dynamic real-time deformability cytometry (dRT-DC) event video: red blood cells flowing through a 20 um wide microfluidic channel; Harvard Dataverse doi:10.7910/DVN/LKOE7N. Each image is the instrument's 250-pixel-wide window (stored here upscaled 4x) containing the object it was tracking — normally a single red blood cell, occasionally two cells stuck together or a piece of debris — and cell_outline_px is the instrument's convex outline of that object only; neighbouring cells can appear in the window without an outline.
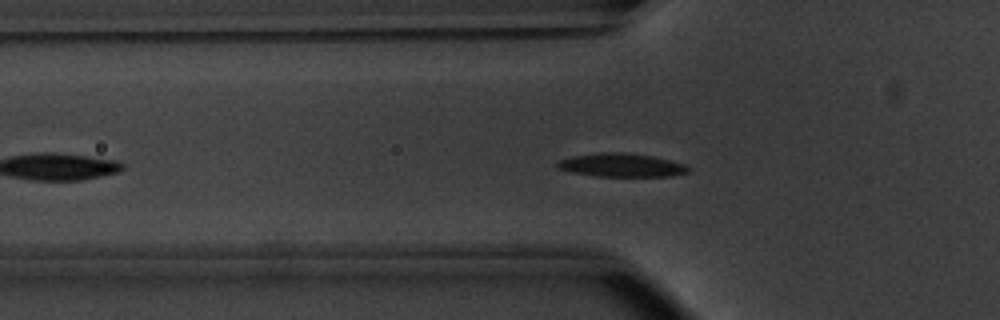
{"species": "common noctule bat (a hibernating species)", "species_latin": "Nyctalus noctula", "temperature_condition": "warm", "stored_images_in_passage": 25, "camera_frame_rate_fps": 3000, "um_per_image_px": 0.085, "animal": {"sex": "male", "body_mass_g": 20.1, "forearm_length_mm": 53.5}, "frame": {"image": 1, "passage_image": 10, "time_ms": 3.0, "image_size_px": [1000, 320], "cell_outline_px": [[692, 168], [688, 172], [672, 176], [596, 176], [572, 172], [556, 168], [556, 160], [572, 156], [600, 152], [628, 152], [652, 156], [672, 160], [684, 164]], "centroid_in_image_um": [52.82, 14.02], "position_along_channel_um": 73.0, "area_um2": 18.15}}
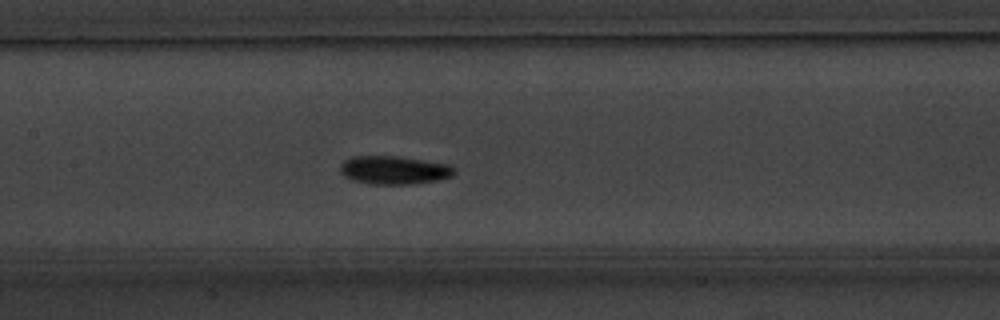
{"frame": {"image": 2, "passage_image": 18, "time_ms": 5.667, "image_size_px": [1000, 320], "cell_outline_px": [[456, 172], [452, 176], [436, 180], [408, 184], [368, 184], [352, 180], [344, 176], [340, 172], [340, 164], [344, 160], [352, 156], [400, 156], [448, 164], [456, 168]], "centroid_in_image_um": [33.47, 14.45], "position_along_channel_um": 173.9, "area_um2": 18.96}}
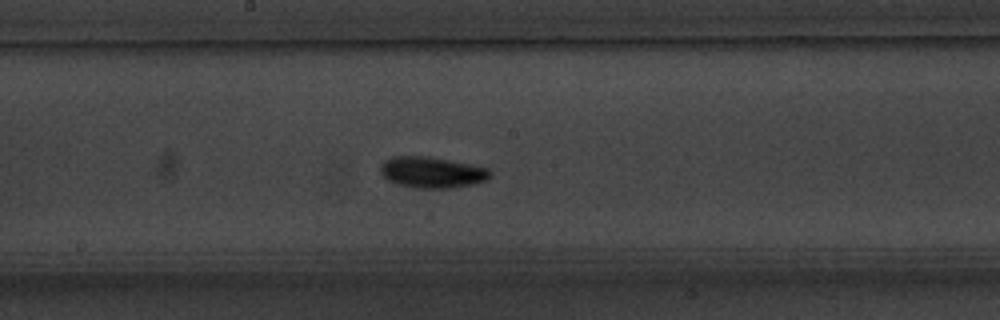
{"frame": {"image": 3, "passage_image": 21, "time_ms": 6.667, "image_size_px": [1000, 320], "cell_outline_px": [[492, 176], [488, 180], [472, 184], [452, 188], [416, 188], [400, 184], [388, 180], [380, 172], [380, 164], [384, 160], [392, 156], [428, 156], [488, 168], [492, 172]], "centroid_in_image_um": [36.72, 14.64], "position_along_channel_um": 211.5, "area_um2": 19.88}}